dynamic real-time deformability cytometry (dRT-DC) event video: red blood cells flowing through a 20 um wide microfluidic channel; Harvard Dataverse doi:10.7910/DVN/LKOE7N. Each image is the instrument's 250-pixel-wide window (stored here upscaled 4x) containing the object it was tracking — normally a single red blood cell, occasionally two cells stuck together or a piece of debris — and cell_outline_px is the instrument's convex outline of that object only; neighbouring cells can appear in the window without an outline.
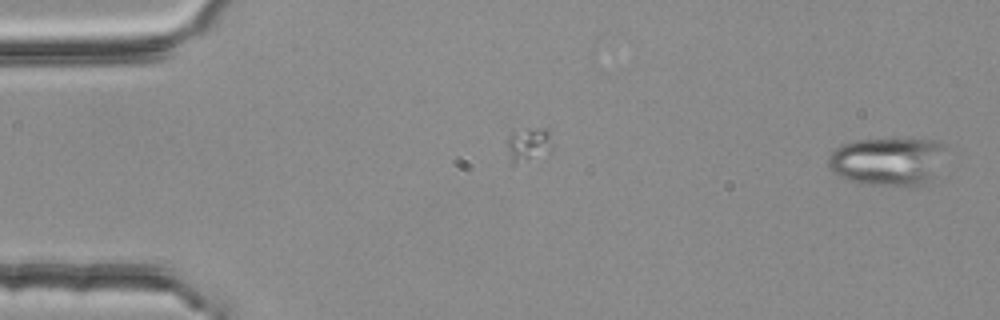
{"species": "common noctule bat (a hibernating species)", "species_latin": "Nyctalus noctula", "temperature_condition": "room temperature", "stored_images_in_passage": 3, "camera_frame_rate_fps": 3000, "um_per_image_px": 0.085, "animal": {"sex": "female", "body_mass_g": 25.1}, "frame": {"image": 1, "passage_image": 3, "time_ms": 0.667, "image_size_px": [1000, 320], "cell_outline_px": [[948, 148], [932, 176], [924, 184], [872, 184], [848, 180], [836, 176], [828, 168], [828, 156], [840, 144], [856, 140], [936, 140], [948, 144]], "centroid_in_image_um": [75.42, 13.68], "position_along_channel_um": 9.6, "area_um2": 32.54}}